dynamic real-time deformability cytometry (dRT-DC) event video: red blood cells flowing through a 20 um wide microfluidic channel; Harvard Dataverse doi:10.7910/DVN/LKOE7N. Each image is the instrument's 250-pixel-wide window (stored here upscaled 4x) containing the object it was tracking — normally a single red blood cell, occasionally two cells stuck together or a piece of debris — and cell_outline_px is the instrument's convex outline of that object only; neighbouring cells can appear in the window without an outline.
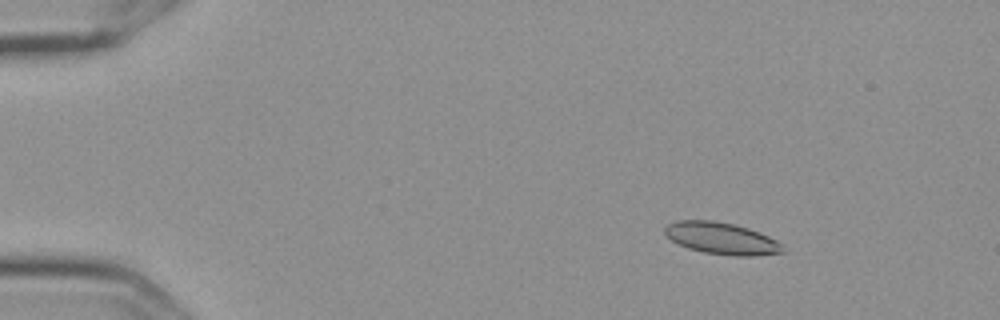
{"species": "Egyptian fruit bat (a non-hibernating species)", "species_latin": "Rousettus aegyptiacus", "temperature_condition": "cold", "stored_images_in_passage": 7, "camera_frame_rate_fps": 3000, "um_per_image_px": 0.085, "frame": {"image": 1, "passage_image": 3, "time_ms": 0.667, "image_size_px": [1000, 320], "cell_outline_px": [[784, 252], [756, 256], [732, 256], [704, 252], [688, 248], [672, 240], [664, 232], [664, 228], [668, 224], [680, 220], [712, 220], [732, 224], [748, 228], [768, 236], [776, 240], [780, 244]], "centroid_in_image_um": [61.33, 20.26], "position_along_channel_um": 23.7, "area_um2": 21.62}}
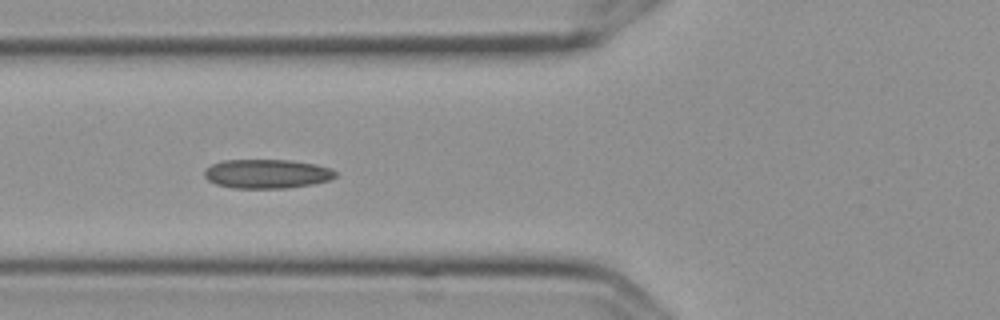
{"frame": {"image": 2, "passage_image": 6, "time_ms": 1.667, "image_size_px": [1000, 320], "cell_outline_px": [[336, 176], [328, 180], [312, 184], [288, 188], [232, 188], [216, 184], [208, 180], [204, 176], [204, 172], [212, 164], [224, 160], [292, 160], [316, 164], [328, 168], [336, 172]], "centroid_in_image_um": [22.68, 14.77], "position_along_channel_um": 103.1, "area_um2": 22.14}}
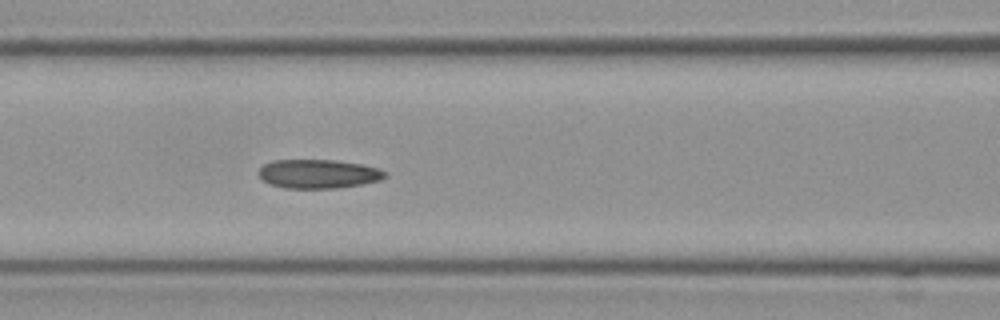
{"frame": {"image": 3, "passage_image": 7, "time_ms": 2.0, "image_size_px": [1000, 320], "cell_outline_px": [[388, 176], [380, 180], [360, 184], [336, 188], [284, 188], [268, 184], [260, 180], [256, 172], [264, 164], [272, 160], [336, 160], [360, 164], [380, 168], [388, 172]], "centroid_in_image_um": [27.02, 14.78], "position_along_channel_um": 139.6, "area_um2": 21.62}}